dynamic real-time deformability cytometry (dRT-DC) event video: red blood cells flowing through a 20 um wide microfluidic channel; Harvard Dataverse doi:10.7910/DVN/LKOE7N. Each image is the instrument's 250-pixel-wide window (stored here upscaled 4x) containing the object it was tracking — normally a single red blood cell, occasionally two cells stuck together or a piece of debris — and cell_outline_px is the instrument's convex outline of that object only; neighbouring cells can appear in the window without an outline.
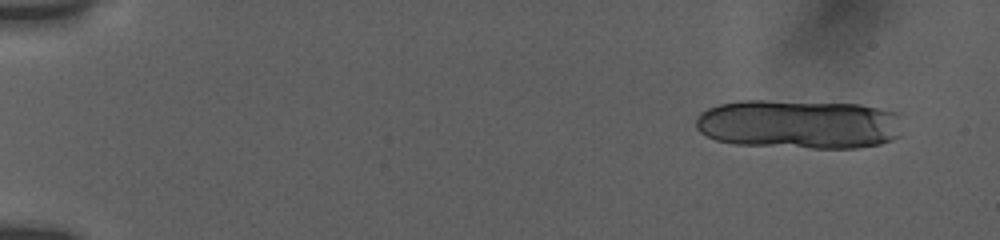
{"species": "human", "species_latin": "Homo sapiens", "temperature_condition": "room temperature", "stored_images_in_passage": 12, "camera_frame_rate_fps": 3000, "um_per_image_px": 0.085, "donor": {"sex": "female"}, "frame": {"image": 1, "passage_image": 2, "time_ms": 0.667, "image_size_px": [1000, 240], "cell_outline_px": [[900, 136], [892, 140], [880, 144], [856, 148], [812, 148], [736, 144], [716, 140], [700, 132], [696, 128], [696, 116], [700, 112], [708, 108], [720, 104], [740, 100], [764, 100], [860, 104], [900, 112]], "centroid_in_image_um": [67.93, 10.55], "position_along_channel_um": 17.1, "area_um2": 59.94}}
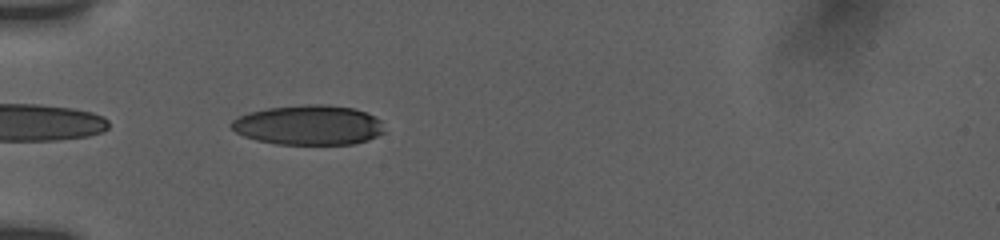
{"frame": {"image": 2, "passage_image": 8, "time_ms": 5.667, "image_size_px": [1000, 240], "cell_outline_px": [[384, 132], [368, 140], [352, 144], [276, 144], [256, 140], [244, 136], [236, 132], [228, 124], [232, 120], [248, 112], [268, 108], [308, 104], [324, 104], [352, 108], [364, 112], [380, 120]], "centroid_in_image_um": [26.19, 10.63], "position_along_channel_um": 58.8, "area_um2": 35.32}}
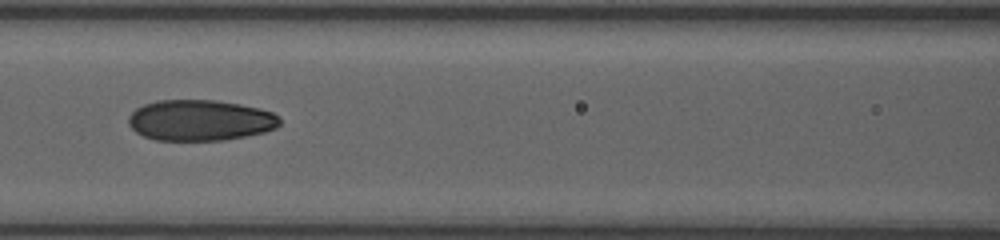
{"frame": {"image": 3, "passage_image": 11, "time_ms": 8.333, "image_size_px": [1000, 240], "cell_outline_px": [[280, 124], [276, 128], [264, 132], [224, 140], [156, 140], [144, 136], [136, 132], [128, 124], [128, 116], [136, 108], [144, 104], [156, 100], [216, 100], [240, 104], [272, 112], [280, 116]], "centroid_in_image_um": [17.0, 10.22], "position_along_channel_um": 149.6, "area_um2": 36.07}}